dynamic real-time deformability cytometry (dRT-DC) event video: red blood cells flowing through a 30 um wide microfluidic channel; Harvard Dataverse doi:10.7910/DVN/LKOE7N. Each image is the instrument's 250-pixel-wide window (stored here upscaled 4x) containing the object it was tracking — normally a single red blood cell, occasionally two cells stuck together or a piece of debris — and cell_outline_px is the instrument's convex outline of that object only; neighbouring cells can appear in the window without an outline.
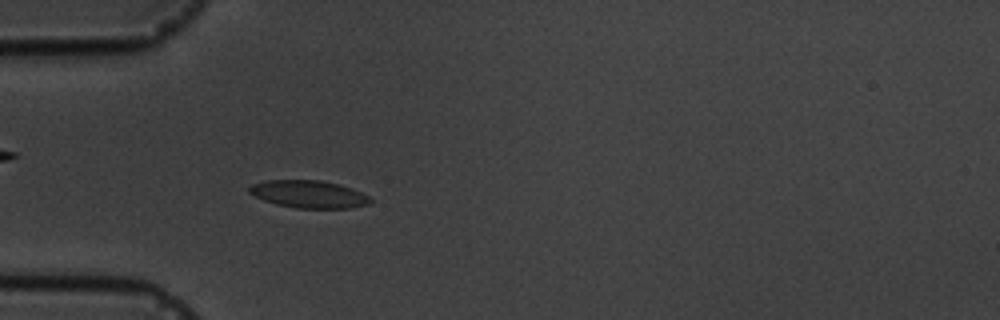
{"species": "common noctule bat (a hibernating species)", "species_latin": "Nyctalus noctula", "temperature_condition": "cold", "stored_images_in_passage": 4, "camera_frame_rate_fps": 3000, "um_per_image_px": 0.085, "animal": {"sex": "male", "body_mass_g": 19.5, "forearm_length_mm": 54.6}, "frame": {"image": 1, "passage_image": 4, "time_ms": 3.333, "image_size_px": [1000, 320], "cell_outline_px": [[372, 200], [368, 204], [352, 208], [296, 208], [276, 204], [264, 200], [248, 192], [248, 188], [252, 184], [264, 180], [320, 180], [352, 188], [368, 196]], "centroid_in_image_um": [26.22, 16.5], "position_along_channel_um": 58.8, "area_um2": 19.31}}